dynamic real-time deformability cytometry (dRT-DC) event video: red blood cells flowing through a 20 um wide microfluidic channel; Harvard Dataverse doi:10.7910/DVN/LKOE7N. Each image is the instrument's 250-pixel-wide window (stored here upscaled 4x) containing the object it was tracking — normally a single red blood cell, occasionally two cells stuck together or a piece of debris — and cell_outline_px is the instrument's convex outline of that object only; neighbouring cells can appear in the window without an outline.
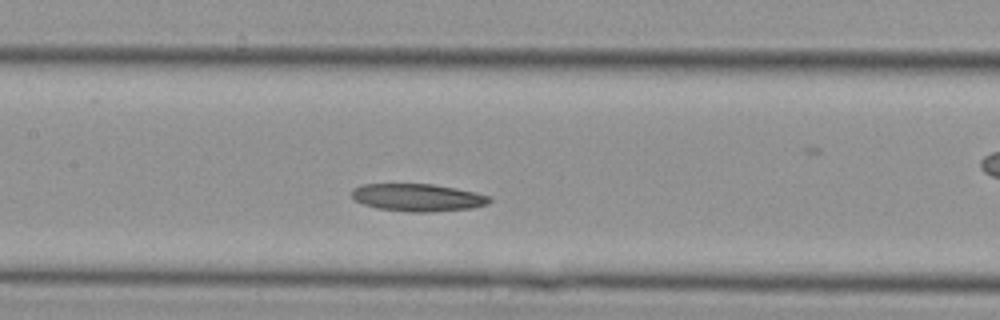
{"species": "Egyptian fruit bat (a non-hibernating species)", "species_latin": "Rousettus aegyptiacus", "temperature_condition": "cold", "stored_images_in_passage": 28, "camera_frame_rate_fps": 3000, "um_per_image_px": 0.085, "animal": {"sex": "female"}, "frame": {"image": 1, "passage_image": 9, "time_ms": 2.667, "image_size_px": [1000, 320], "cell_outline_px": [[492, 200], [488, 204], [472, 208], [432, 212], [412, 212], [376, 208], [352, 200], [352, 188], [360, 184], [432, 184], [456, 188], [476, 192], [492, 196]], "centroid_in_image_um": [35.51, 16.79], "position_along_channel_um": 171.9, "area_um2": 22.37}}
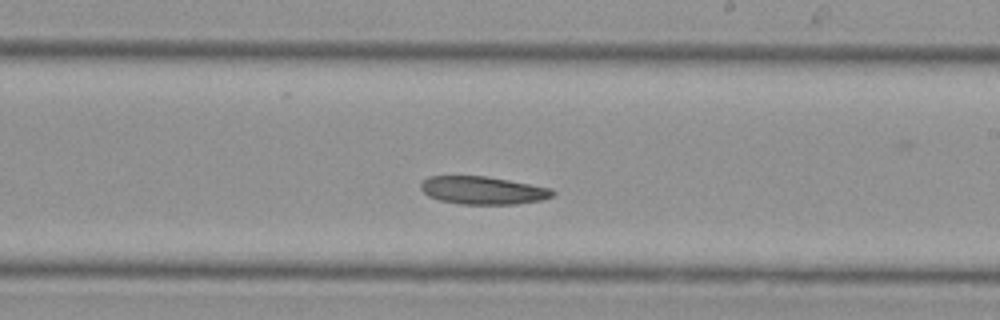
{"frame": {"image": 2, "passage_image": 13, "time_ms": 4.0, "image_size_px": [1000, 320], "cell_outline_px": [[556, 192], [552, 196], [540, 200], [516, 204], [460, 204], [440, 200], [428, 196], [420, 188], [420, 184], [428, 176], [484, 176], [508, 180], [552, 188]], "centroid_in_image_um": [41.03, 16.18], "position_along_channel_um": 248.0, "area_um2": 21.33}}